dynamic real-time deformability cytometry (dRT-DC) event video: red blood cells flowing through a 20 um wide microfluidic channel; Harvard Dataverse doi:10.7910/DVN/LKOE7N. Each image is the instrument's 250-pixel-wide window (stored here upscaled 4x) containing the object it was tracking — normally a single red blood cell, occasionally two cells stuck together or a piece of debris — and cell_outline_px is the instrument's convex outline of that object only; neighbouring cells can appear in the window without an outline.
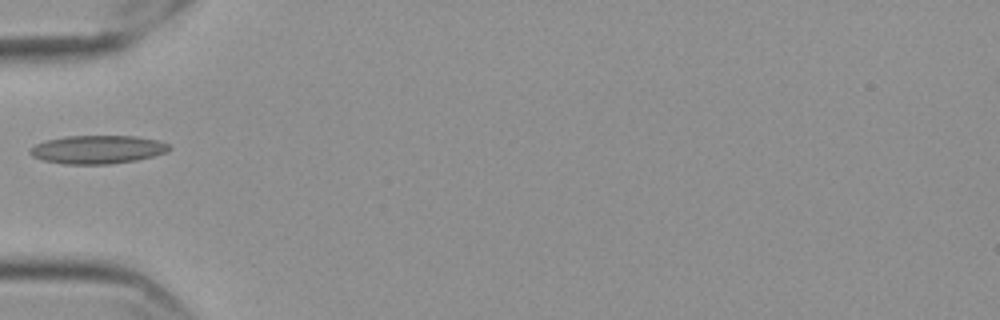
{"species": "Egyptian fruit bat (a non-hibernating species)", "species_latin": "Rousettus aegyptiacus", "temperature_condition": "cold", "stored_images_in_passage": 38, "camera_frame_rate_fps": 3000, "um_per_image_px": 0.085, "frame": {"image": 1, "passage_image": 1, "time_ms": 0.0, "image_size_px": [1000, 320], "cell_outline_px": [[172, 148], [168, 152], [136, 160], [108, 164], [64, 164], [44, 160], [32, 156], [28, 152], [28, 148], [44, 140], [64, 136], [136, 136], [156, 140], [168, 144]], "centroid_in_image_um": [8.26, 12.7], "position_along_channel_um": 76.7, "area_um2": 23.06}}
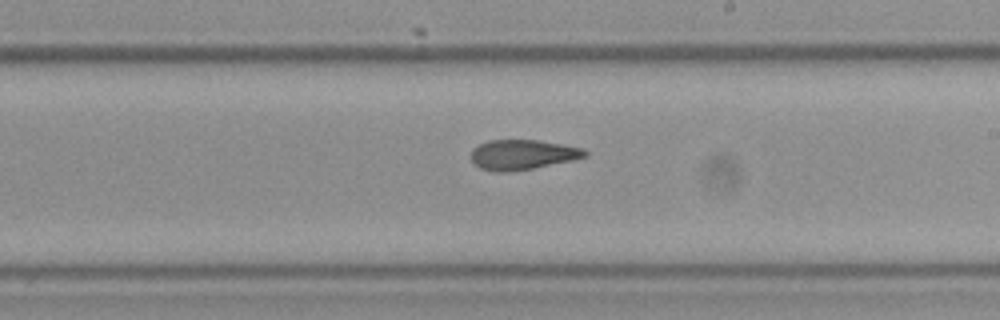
{"frame": {"image": 2, "passage_image": 15, "time_ms": 4.667, "image_size_px": [1000, 320], "cell_outline_px": [[588, 156], [572, 160], [532, 168], [508, 172], [496, 172], [480, 168], [472, 160], [472, 148], [488, 140], [540, 140], [584, 148], [588, 152]], "centroid_in_image_um": [44.43, 13.14], "position_along_channel_um": 244.6, "area_um2": 19.83}}
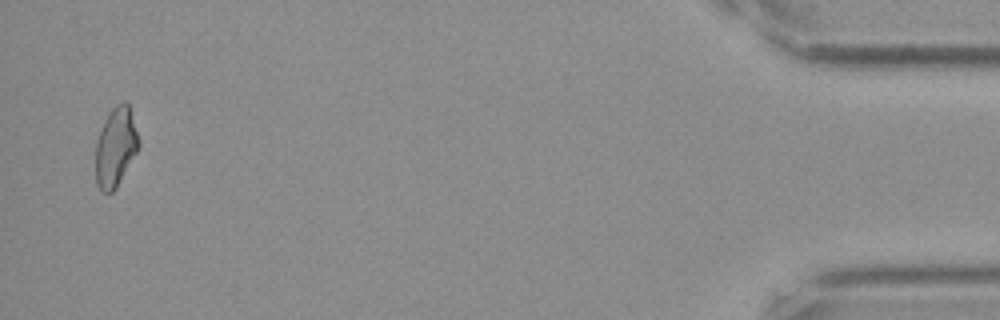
{"frame": {"image": 3, "passage_image": 37, "time_ms": 12.0, "image_size_px": [1000, 320], "cell_outline_px": [[140, 148], [116, 188], [112, 192], [100, 192], [96, 184], [96, 144], [104, 120], [108, 112], [116, 104], [124, 100], [128, 104], [140, 144]], "centroid_in_image_um": [9.83, 12.52], "position_along_channel_um": 425.4, "area_um2": 19.88}}